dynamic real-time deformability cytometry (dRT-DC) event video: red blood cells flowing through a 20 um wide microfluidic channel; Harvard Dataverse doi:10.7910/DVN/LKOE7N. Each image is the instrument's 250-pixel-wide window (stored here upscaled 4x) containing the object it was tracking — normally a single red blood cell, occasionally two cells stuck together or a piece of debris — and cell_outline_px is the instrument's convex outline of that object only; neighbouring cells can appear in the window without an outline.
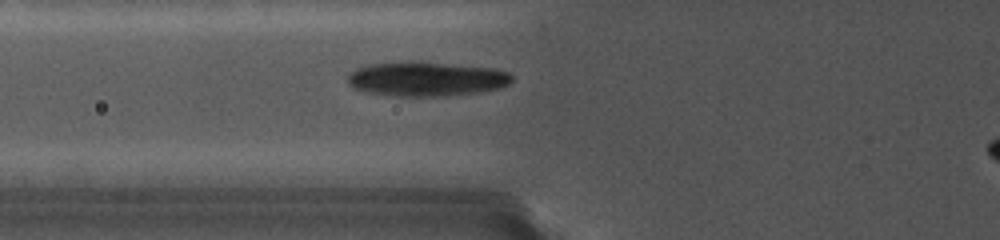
{"species": "common noctule bat (a hibernating species)", "species_latin": "Nyctalus noctula", "temperature_condition": "cold", "stored_images_in_passage": 26, "camera_frame_rate_fps": 5000, "um_per_image_px": 0.085, "animal": {"sex": "female", "body_mass_g": 19.0, "forearm_length_mm": 56.7}, "frame": {"image": 1, "passage_image": 3, "time_ms": 1.0, "image_size_px": [1000, 240], "cell_outline_px": [[512, 80], [508, 84], [496, 88], [472, 92], [420, 96], [396, 96], [368, 92], [356, 88], [348, 84], [348, 72], [356, 68], [368, 64], [404, 60], [424, 60], [492, 68], [508, 72], [512, 76]], "centroid_in_image_um": [36.15, 6.65], "position_along_channel_um": 89.6, "area_um2": 32.95}}
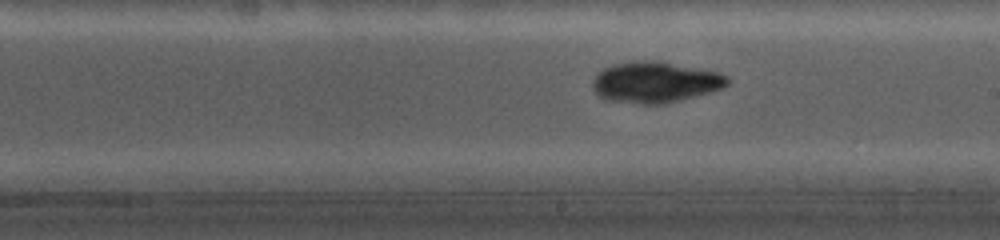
{"frame": {"image": 2, "passage_image": 12, "time_ms": 4.8, "image_size_px": [1000, 240], "cell_outline_px": [[728, 84], [720, 88], [708, 92], [660, 104], [644, 104], [608, 100], [600, 96], [596, 92], [592, 84], [596, 76], [604, 68], [612, 64], [640, 60], [656, 60], [716, 72], [728, 76]], "centroid_in_image_um": [55.65, 6.97], "position_along_channel_um": 233.3, "area_um2": 31.44}}
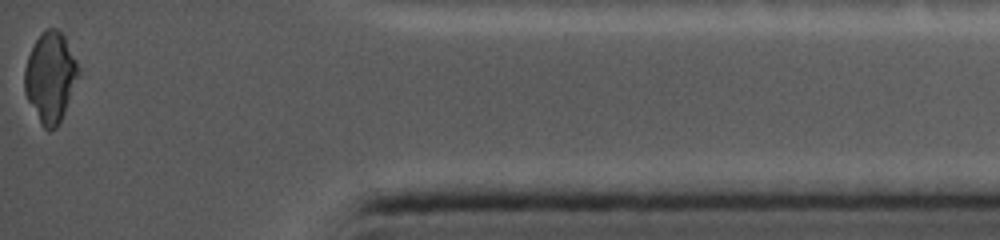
{"frame": {"image": 3, "passage_image": 26, "time_ms": 10.6, "image_size_px": [1000, 240], "cell_outline_px": [[80, 72], [64, 112], [56, 128], [48, 132], [40, 124], [24, 92], [24, 68], [28, 56], [36, 40], [48, 28], [56, 28], [64, 36], [80, 68]], "centroid_in_image_um": [4.27, 6.59], "position_along_channel_um": 430.9, "area_um2": 27.98}}